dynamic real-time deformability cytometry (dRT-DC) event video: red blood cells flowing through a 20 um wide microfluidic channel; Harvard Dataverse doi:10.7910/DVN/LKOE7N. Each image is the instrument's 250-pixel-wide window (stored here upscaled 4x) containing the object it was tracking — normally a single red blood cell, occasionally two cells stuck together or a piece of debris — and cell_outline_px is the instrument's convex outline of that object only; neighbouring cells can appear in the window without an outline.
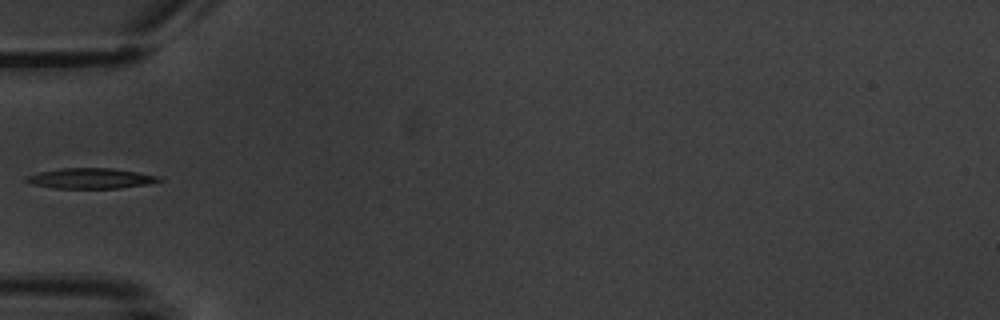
{"species": "common noctule bat (a hibernating species)", "species_latin": "Nyctalus noctula", "temperature_condition": "warm", "stored_images_in_passage": 4, "camera_frame_rate_fps": 3000, "um_per_image_px": 0.085, "animal": {"sex": "male", "body_mass_g": 20.1, "forearm_length_mm": 53.5}, "frame": {"image": 1, "passage_image": 4, "time_ms": 3.333, "image_size_px": [1000, 320], "cell_outline_px": [[164, 180], [148, 184], [120, 188], [52, 188], [32, 184], [24, 180], [24, 176], [40, 172], [60, 168], [112, 168], [160, 176]], "centroid_in_image_um": [7.7, 15.16], "position_along_channel_um": 77.3, "area_um2": 15.84}}